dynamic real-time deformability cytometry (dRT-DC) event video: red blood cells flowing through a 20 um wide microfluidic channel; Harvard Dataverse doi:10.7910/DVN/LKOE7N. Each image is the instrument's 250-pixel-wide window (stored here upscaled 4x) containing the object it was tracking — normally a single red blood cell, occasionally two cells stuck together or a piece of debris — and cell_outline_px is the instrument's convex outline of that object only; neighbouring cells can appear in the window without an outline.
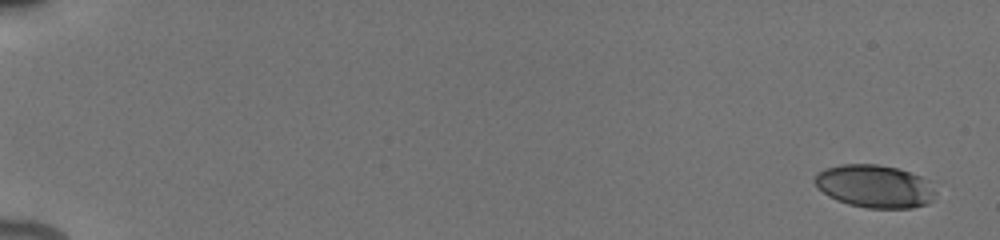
{"species": "human", "species_latin": "Homo sapiens", "temperature_condition": "cold", "stored_images_in_passage": 32, "camera_frame_rate_fps": 3000, "um_per_image_px": 0.085, "donor": {"sex": "male"}, "frame": {"image": 1, "passage_image": 1, "time_ms": 0.0, "image_size_px": [1000, 240], "cell_outline_px": [[936, 192], [932, 200], [928, 204], [912, 208], [868, 208], [848, 204], [836, 200], [828, 196], [812, 180], [820, 172], [828, 168], [840, 164], [876, 164], [896, 168], [920, 176]], "centroid_in_image_um": [74.34, 15.85], "position_along_channel_um": 10.7, "area_um2": 29.77}}
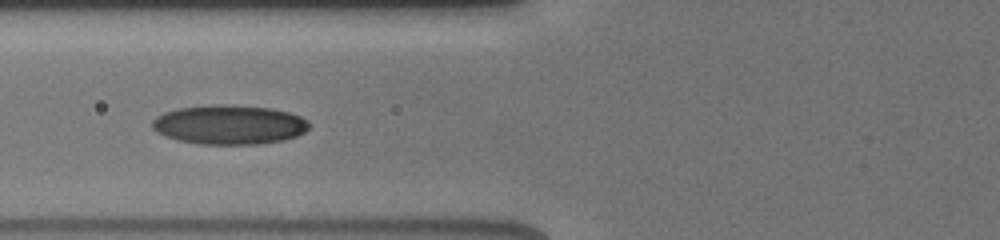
{"frame": {"image": 2, "passage_image": 19, "time_ms": 7.333, "image_size_px": [1000, 240], "cell_outline_px": [[312, 124], [304, 132], [296, 136], [284, 140], [256, 144], [200, 144], [176, 140], [164, 136], [156, 132], [152, 128], [152, 120], [156, 116], [164, 112], [176, 108], [212, 104], [224, 104], [272, 108], [288, 112], [300, 116], [308, 120]], "centroid_in_image_um": [19.46, 10.59], "position_along_channel_um": 106.3, "area_um2": 36.36}}
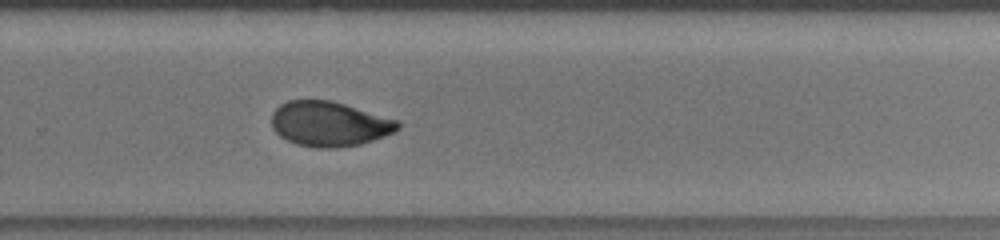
{"frame": {"image": 3, "passage_image": 32, "time_ms": 12.333, "image_size_px": [1000, 240], "cell_outline_px": [[400, 128], [384, 136], [360, 144], [336, 148], [316, 148], [296, 144], [280, 136], [272, 128], [272, 112], [280, 104], [288, 100], [332, 100], [400, 120]], "centroid_in_image_um": [27.99, 10.52], "position_along_channel_um": 301.8, "area_um2": 33.18}}